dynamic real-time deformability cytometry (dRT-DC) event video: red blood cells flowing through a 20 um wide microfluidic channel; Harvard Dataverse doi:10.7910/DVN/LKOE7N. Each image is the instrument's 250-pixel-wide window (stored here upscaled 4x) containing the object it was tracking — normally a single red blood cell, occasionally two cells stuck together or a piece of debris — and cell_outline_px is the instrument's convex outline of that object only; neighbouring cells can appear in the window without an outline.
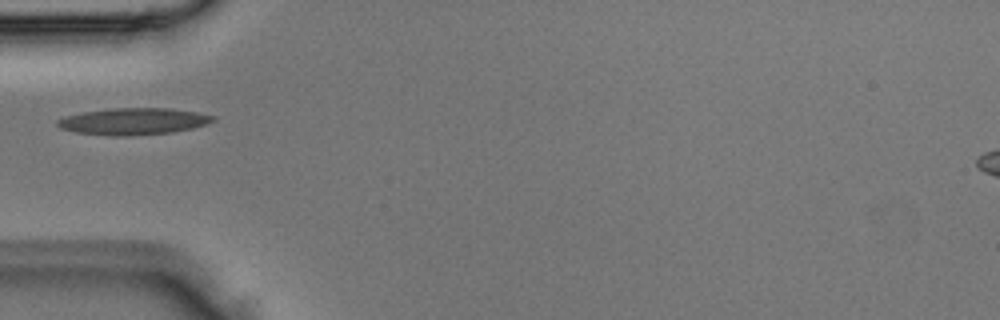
{"species": "Egyptian fruit bat (a non-hibernating species)", "species_latin": "Rousettus aegyptiacus", "temperature_condition": "room temperature", "stored_images_in_passage": 2, "camera_frame_rate_fps": 3000, "um_per_image_px": 0.085, "animal": {"sex": "male"}, "frame": {"image": 1, "passage_image": 2, "time_ms": 0.333, "image_size_px": [1000, 320], "cell_outline_px": [[216, 120], [192, 128], [172, 132], [124, 136], [116, 136], [76, 132], [60, 128], [56, 124], [56, 120], [68, 116], [84, 112], [112, 108], [168, 108], [196, 112], [216, 116]], "centroid_in_image_um": [11.35, 10.31], "position_along_channel_um": 73.7, "area_um2": 23.93}}